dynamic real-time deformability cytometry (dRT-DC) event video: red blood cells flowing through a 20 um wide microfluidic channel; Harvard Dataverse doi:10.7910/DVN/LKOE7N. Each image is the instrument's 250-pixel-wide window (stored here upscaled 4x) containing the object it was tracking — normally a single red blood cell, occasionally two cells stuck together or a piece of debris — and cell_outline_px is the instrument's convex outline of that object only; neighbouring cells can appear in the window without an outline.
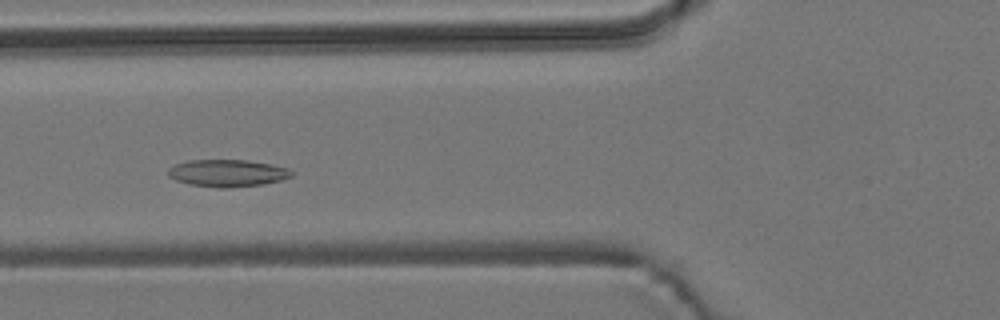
{"species": "common noctule bat (a hibernating species)", "species_latin": "Nyctalus noctula", "temperature_condition": "room temperature", "stored_images_in_passage": 52, "camera_frame_rate_fps": 3000, "um_per_image_px": 0.085, "animal": {"sex": "male", "body_mass_g": 19.2, "forearm_length_mm": 51.8}, "frame": {"image": 1, "passage_image": 17, "time_ms": 5.333, "image_size_px": [1000, 320], "cell_outline_px": [[292, 176], [280, 180], [264, 184], [228, 188], [216, 188], [188, 184], [176, 180], [168, 176], [168, 168], [176, 164], [188, 160], [248, 160], [272, 164], [288, 168], [292, 172]], "centroid_in_image_um": [19.32, 14.72], "position_along_channel_um": 106.5, "area_um2": 19.65}}
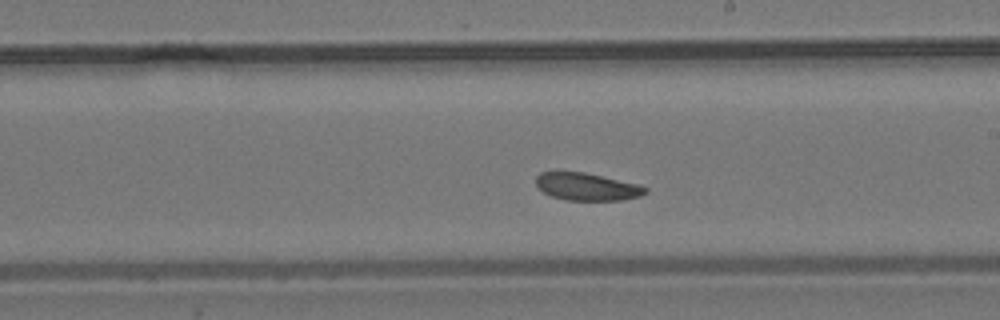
{"frame": {"image": 2, "passage_image": 28, "time_ms": 9.0, "image_size_px": [1000, 320], "cell_outline_px": [[648, 192], [640, 196], [624, 200], [568, 200], [552, 196], [544, 192], [536, 184], [536, 176], [540, 172], [584, 172], [636, 184], [648, 188]], "centroid_in_image_um": [49.9, 15.87], "position_along_channel_um": 239.1, "area_um2": 17.28}}
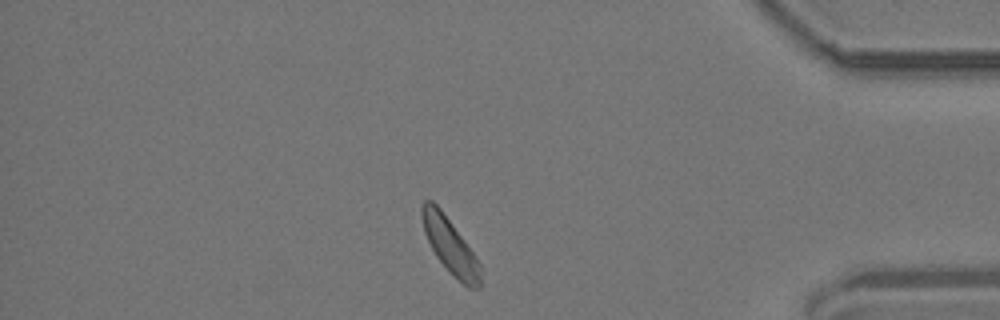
{"frame": {"image": 3, "passage_image": 44, "time_ms": 14.333, "image_size_px": [1000, 320], "cell_outline_px": [[480, 288], [468, 288], [436, 256], [424, 232], [420, 212], [420, 208], [424, 200], [432, 200], [440, 208], [472, 252], [480, 264]], "centroid_in_image_um": [38.22, 20.84], "position_along_channel_um": 397.0, "area_um2": 18.09}, "authors_computed_cell_mechanics": {"area_um2": 18.8428, "velocity_mm_per_s": 3.6242, "shape_relaxation_time_tau1_ms": null, "shape_relaxation_time_tau2_ms": 5.5637, "deformation_change_tau1": null, "deformation_change_tau2": 0.1135}}